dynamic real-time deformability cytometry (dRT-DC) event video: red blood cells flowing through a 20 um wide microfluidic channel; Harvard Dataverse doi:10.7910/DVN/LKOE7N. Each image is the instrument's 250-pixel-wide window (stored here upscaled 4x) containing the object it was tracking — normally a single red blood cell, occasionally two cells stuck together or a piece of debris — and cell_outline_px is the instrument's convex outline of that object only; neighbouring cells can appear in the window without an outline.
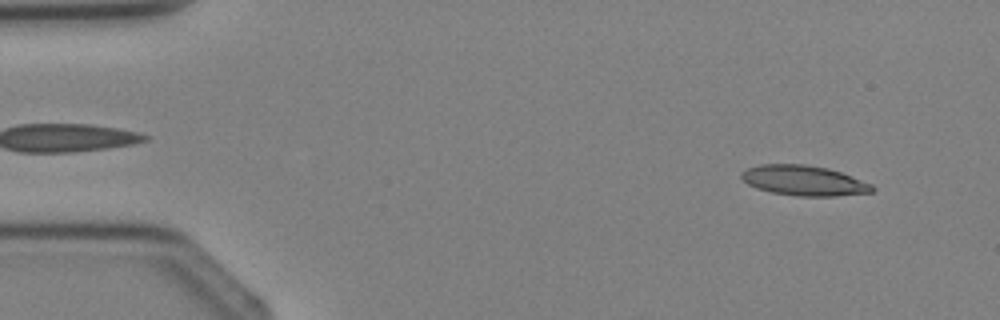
{"species": "Egyptian fruit bat (a non-hibernating species)", "species_latin": "Rousettus aegyptiacus", "temperature_condition": "cold", "stored_images_in_passage": 3, "segment_of_instrument_passage": [2, 2], "camera_frame_rate_fps": 3000, "um_per_image_px": 0.085, "animal": {"sex": "female"}, "frame": {"image": 1, "passage_image": 3, "time_ms": 2.333, "image_size_px": [1000, 320], "cell_outline_px": [[876, 188], [872, 192], [836, 196], [800, 196], [772, 192], [756, 188], [748, 184], [740, 176], [740, 172], [748, 168], [760, 164], [804, 164], [828, 168], [840, 172], [872, 184]], "centroid_in_image_um": [68.33, 15.34], "position_along_channel_um": 16.7, "area_um2": 22.89}}